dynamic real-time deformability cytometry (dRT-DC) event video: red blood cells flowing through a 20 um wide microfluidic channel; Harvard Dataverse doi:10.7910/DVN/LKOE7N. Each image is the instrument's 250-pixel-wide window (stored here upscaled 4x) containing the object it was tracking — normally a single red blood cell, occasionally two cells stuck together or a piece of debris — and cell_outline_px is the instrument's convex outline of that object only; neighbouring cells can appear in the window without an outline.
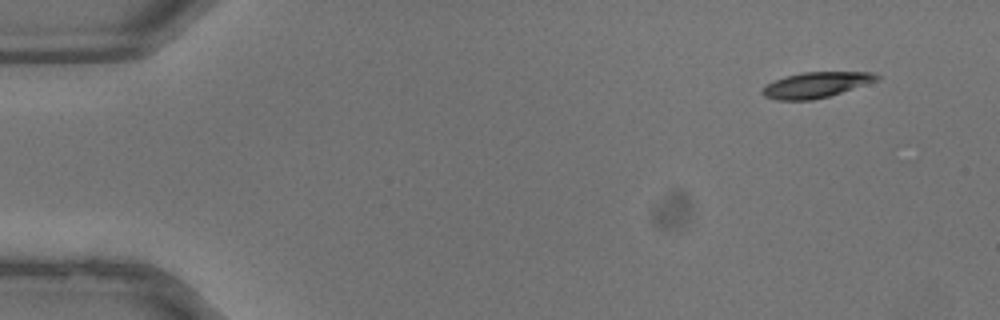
{"species": "common noctule bat (a hibernating species)", "species_latin": "Nyctalus noctula", "temperature_condition": "warm", "stored_images_in_passage": 35, "camera_frame_rate_fps": 3000, "um_per_image_px": 0.085, "animal": {"sex": "male", "body_mass_g": 13.3}, "frame": {"image": 1, "passage_image": 1, "time_ms": 0.0, "image_size_px": [1000, 320], "cell_outline_px": [[880, 80], [828, 96], [812, 100], [776, 100], [764, 96], [760, 92], [768, 84], [784, 76], [800, 72], [872, 72], [880, 76]], "centroid_in_image_um": [69.37, 7.21], "position_along_channel_um": 15.6, "area_um2": 16.99}}
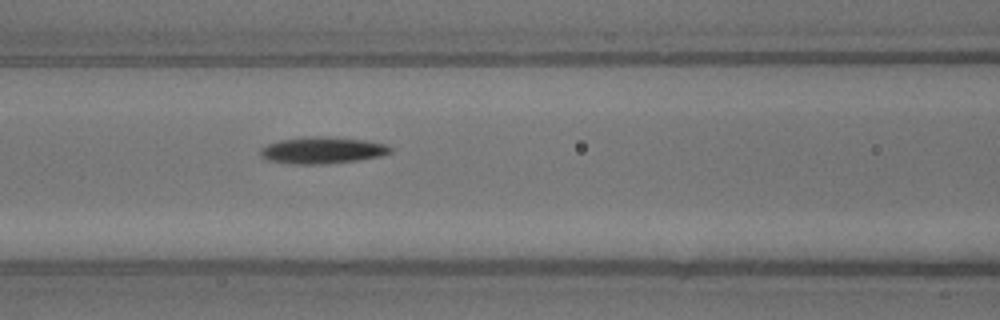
{"frame": {"image": 2, "passage_image": 14, "time_ms": 4.333, "image_size_px": [1000, 320], "cell_outline_px": [[392, 152], [380, 156], [356, 160], [320, 164], [292, 164], [268, 160], [260, 156], [260, 148], [268, 144], [280, 140], [308, 136], [324, 136], [368, 140], [388, 144], [392, 148]], "centroid_in_image_um": [27.41, 12.76], "position_along_channel_um": 139.2, "area_um2": 20.29}}
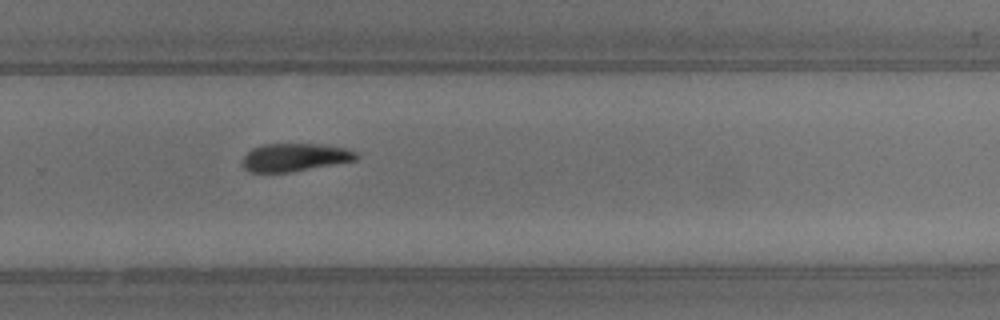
{"frame": {"image": 3, "passage_image": 23, "time_ms": 7.333, "image_size_px": [1000, 320], "cell_outline_px": [[360, 156], [356, 160], [292, 172], [248, 172], [240, 164], [244, 156], [252, 148], [264, 144], [316, 144], [344, 148], [356, 152]], "centroid_in_image_um": [25.02, 13.38], "position_along_channel_um": 304.8, "area_um2": 18.55}}